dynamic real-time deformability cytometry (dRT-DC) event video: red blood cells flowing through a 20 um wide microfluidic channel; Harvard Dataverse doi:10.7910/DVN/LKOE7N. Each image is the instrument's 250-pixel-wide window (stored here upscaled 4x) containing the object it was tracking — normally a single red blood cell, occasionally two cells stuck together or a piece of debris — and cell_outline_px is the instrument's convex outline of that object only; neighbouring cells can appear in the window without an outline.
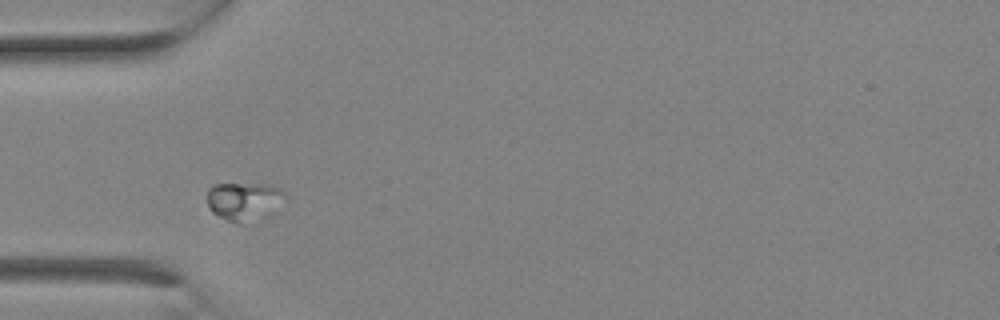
{"species": "Egyptian fruit bat (a non-hibernating species)", "species_latin": "Rousettus aegyptiacus", "temperature_condition": "room temperature", "stored_images_in_passage": 1, "camera_frame_rate_fps": 3000, "um_per_image_px": 0.085, "animal": {"sex": "female"}, "frame": {"image": 1, "passage_image": 1, "time_ms": 0.0, "image_size_px": [1000, 320], "cell_outline_px": [[284, 196], [240, 224], [228, 220], [212, 212], [208, 204], [208, 188], [216, 184], [272, 184], [280, 188], [284, 192]], "centroid_in_image_um": [20.55, 16.99], "position_along_channel_um": 64.4, "area_um2": 15.55}}